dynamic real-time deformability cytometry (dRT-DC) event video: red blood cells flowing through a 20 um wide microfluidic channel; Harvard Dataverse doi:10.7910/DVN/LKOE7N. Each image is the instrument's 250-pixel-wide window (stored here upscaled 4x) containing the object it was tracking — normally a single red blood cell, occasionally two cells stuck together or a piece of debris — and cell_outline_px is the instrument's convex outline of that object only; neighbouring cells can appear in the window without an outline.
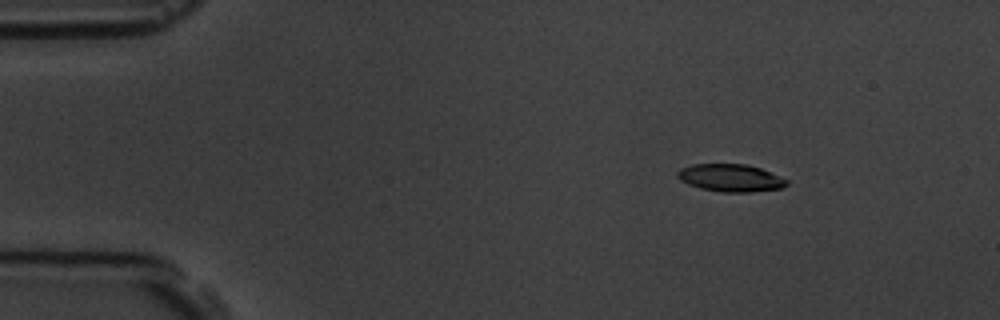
{"species": "common noctule bat (a hibernating species)", "species_latin": "Nyctalus noctula", "temperature_condition": "room temperature", "stored_images_in_passage": 9, "camera_frame_rate_fps": 3000, "um_per_image_px": 0.085, "animal": {"sex": "male", "body_mass_g": 19.5, "forearm_length_mm": 54.6}, "frame": {"image": 1, "passage_image": 1, "time_ms": 0.0, "image_size_px": [1000, 320], "cell_outline_px": [[788, 184], [784, 188], [752, 192], [720, 192], [700, 188], [688, 184], [680, 180], [676, 176], [676, 172], [680, 168], [692, 164], [748, 164], [760, 168], [788, 180]], "centroid_in_image_um": [62.08, 15.12], "position_along_channel_um": 22.9, "area_um2": 17.69}}
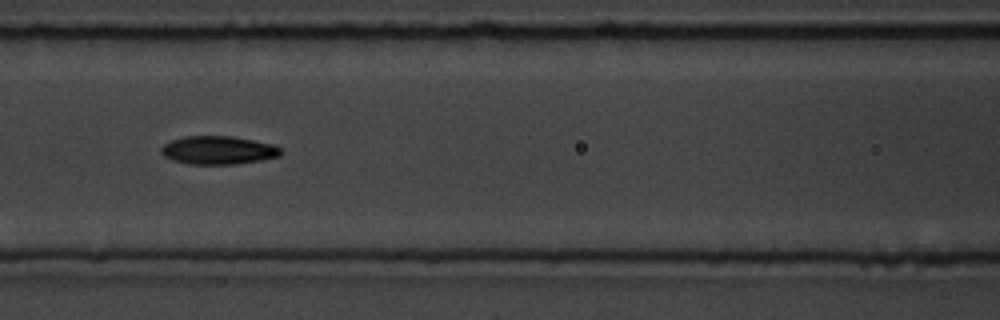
{"frame": {"image": 2, "passage_image": 6, "time_ms": 5.667, "image_size_px": [1000, 320], "cell_outline_px": [[280, 156], [260, 160], [236, 164], [188, 164], [172, 160], [164, 156], [160, 152], [160, 148], [164, 144], [172, 140], [184, 136], [232, 136], [272, 144], [280, 148]], "centroid_in_image_um": [18.5, 12.77], "position_along_channel_um": 148.1, "area_um2": 19.65}}
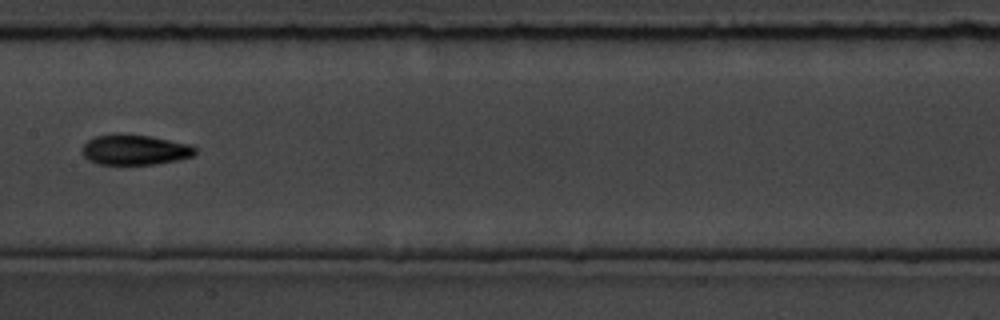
{"frame": {"image": 3, "passage_image": 7, "time_ms": 7.0, "image_size_px": [1000, 320], "cell_outline_px": [[196, 152], [192, 156], [176, 160], [156, 164], [96, 164], [88, 160], [84, 156], [84, 144], [88, 140], [96, 136], [116, 132], [120, 132], [148, 136], [188, 144], [196, 148]], "centroid_in_image_um": [11.43, 12.72], "position_along_channel_um": 196.0, "area_um2": 19.88}}